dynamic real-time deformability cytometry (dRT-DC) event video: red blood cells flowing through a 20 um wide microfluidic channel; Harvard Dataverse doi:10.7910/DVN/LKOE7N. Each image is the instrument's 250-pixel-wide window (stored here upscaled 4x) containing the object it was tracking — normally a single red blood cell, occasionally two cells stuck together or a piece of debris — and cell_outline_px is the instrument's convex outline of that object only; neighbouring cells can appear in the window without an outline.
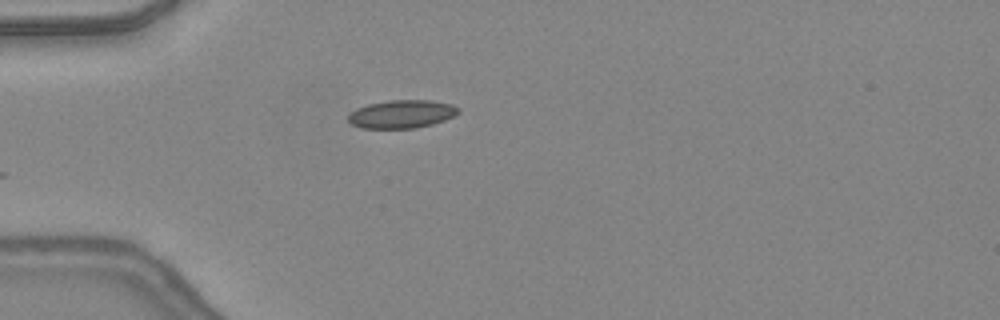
{"species": "common noctule bat (a hibernating species)", "species_latin": "Nyctalus noctula", "temperature_condition": "warm", "stored_images_in_passage": 15, "camera_frame_rate_fps": 3000, "um_per_image_px": 0.085, "animal": {"sex": "female", "body_mass_g": 24.6, "forearm_length_mm": 56.2}, "frame": {"image": 1, "passage_image": 3, "time_ms": 0.667, "image_size_px": [1000, 320], "cell_outline_px": [[460, 112], [444, 120], [432, 124], [416, 128], [360, 128], [352, 124], [348, 120], [348, 116], [356, 108], [368, 104], [388, 100], [428, 100], [452, 104], [460, 108]], "centroid_in_image_um": [34.15, 9.69], "position_along_channel_um": 50.9, "area_um2": 18.03}}
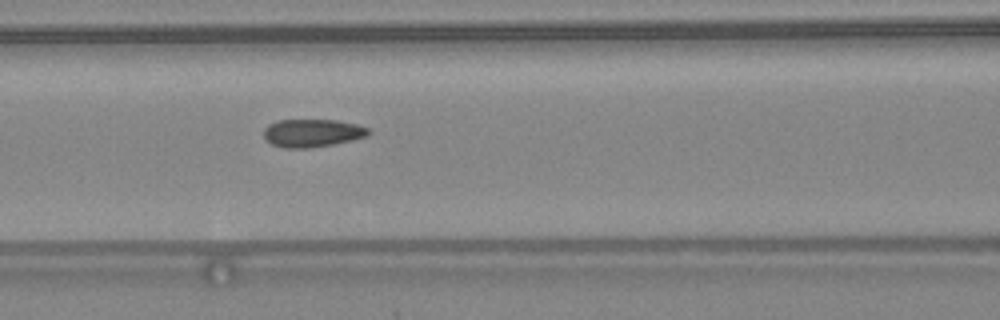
{"frame": {"image": 2, "passage_image": 10, "time_ms": 3.0, "image_size_px": [1000, 320], "cell_outline_px": [[372, 132], [368, 136], [352, 140], [332, 144], [308, 148], [284, 148], [272, 144], [264, 140], [264, 128], [268, 124], [276, 120], [336, 120], [356, 124], [368, 128]], "centroid_in_image_um": [26.52, 11.3], "position_along_channel_um": 140.1, "area_um2": 17.17}}